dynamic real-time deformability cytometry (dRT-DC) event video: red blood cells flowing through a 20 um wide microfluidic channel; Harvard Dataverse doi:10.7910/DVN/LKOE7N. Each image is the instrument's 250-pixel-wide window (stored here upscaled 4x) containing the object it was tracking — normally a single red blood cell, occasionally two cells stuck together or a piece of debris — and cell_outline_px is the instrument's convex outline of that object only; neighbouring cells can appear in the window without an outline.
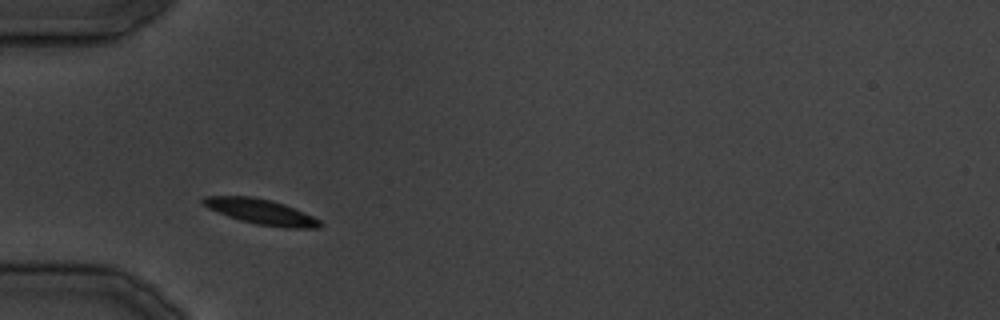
{"species": "common noctule bat (a hibernating species)", "species_latin": "Nyctalus noctula", "temperature_condition": "cold", "stored_images_in_passage": 29, "segment_of_instrument_passage": [1, 2], "camera_frame_rate_fps": 3000, "um_per_image_px": 0.085, "animal": {"sex": "male", "body_mass_g": 19.5, "forearm_length_mm": 54.6}, "frame": {"image": 1, "passage_image": 3, "time_ms": 2.333, "image_size_px": [1000, 320], "cell_outline_px": [[320, 224], [316, 228], [288, 228], [256, 224], [240, 220], [228, 216], [208, 208], [200, 200], [204, 196], [252, 196], [272, 200], [284, 204], [304, 212], [320, 220]], "centroid_in_image_um": [22.16, 17.98], "position_along_channel_um": 62.8, "area_um2": 17.05}}
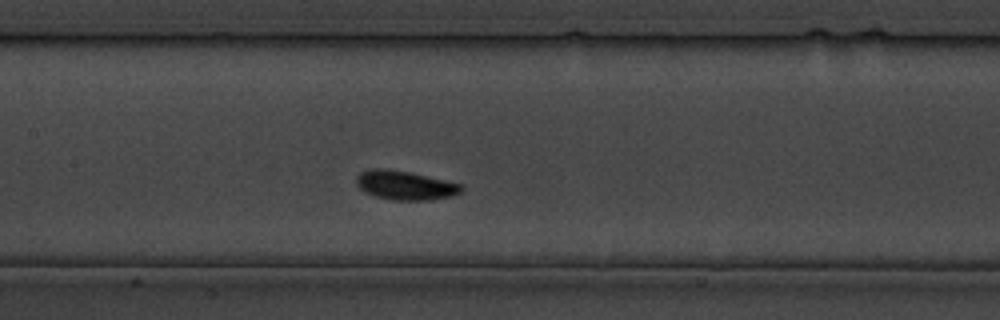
{"frame": {"image": 2, "passage_image": 9, "time_ms": 10.0, "image_size_px": [1000, 320], "cell_outline_px": [[464, 188], [460, 192], [452, 196], [428, 200], [392, 200], [376, 196], [360, 188], [356, 184], [356, 176], [360, 172], [372, 168], [384, 168], [412, 172], [460, 184]], "centroid_in_image_um": [34.42, 15.74], "position_along_channel_um": 173.0, "area_um2": 17.69}}
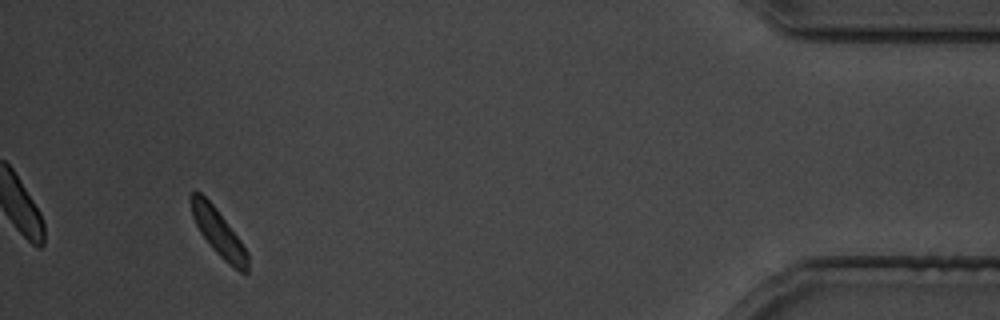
{"frame": {"image": 3, "passage_image": 26, "time_ms": 30.333, "image_size_px": [1000, 320], "cell_outline_px": [[248, 272], [240, 272], [228, 264], [212, 248], [200, 232], [192, 216], [188, 200], [188, 196], [192, 192], [200, 192], [216, 208], [240, 240], [248, 252]], "centroid_in_image_um": [18.54, 19.75], "position_along_channel_um": 416.7, "area_um2": 15.43}}